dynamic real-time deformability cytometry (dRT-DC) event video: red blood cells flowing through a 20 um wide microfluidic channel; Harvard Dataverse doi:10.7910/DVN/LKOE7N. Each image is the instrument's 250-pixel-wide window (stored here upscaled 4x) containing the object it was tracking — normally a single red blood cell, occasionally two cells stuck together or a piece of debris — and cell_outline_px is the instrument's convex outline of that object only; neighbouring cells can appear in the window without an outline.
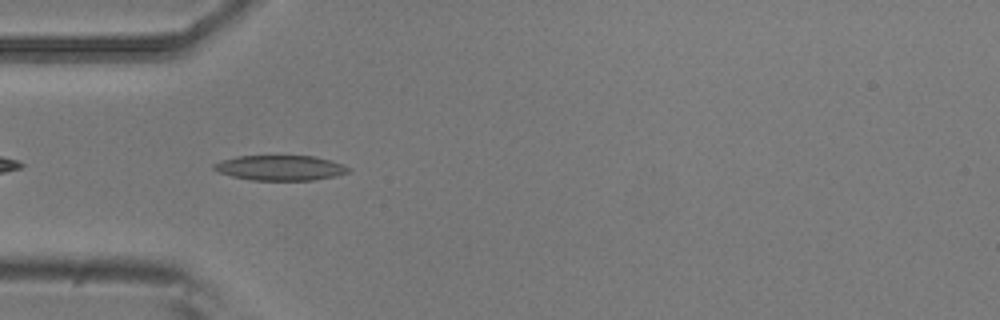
{"species": "common noctule bat (a hibernating species)", "species_latin": "Nyctalus noctula", "temperature_condition": "room temperature", "stored_images_in_passage": 3, "camera_frame_rate_fps": 3000, "um_per_image_px": 0.085, "animal": {"sex": "male", "body_mass_g": 20.5, "forearm_length_mm": 52.5}, "frame": {"image": 1, "passage_image": 2, "time_ms": 0.333, "image_size_px": [1000, 320], "cell_outline_px": [[352, 172], [336, 176], [312, 180], [252, 180], [232, 176], [220, 172], [212, 168], [212, 164], [236, 156], [312, 156], [344, 164], [352, 168]], "centroid_in_image_um": [23.87, 14.27], "position_along_channel_um": 61.1, "area_um2": 19.65}}
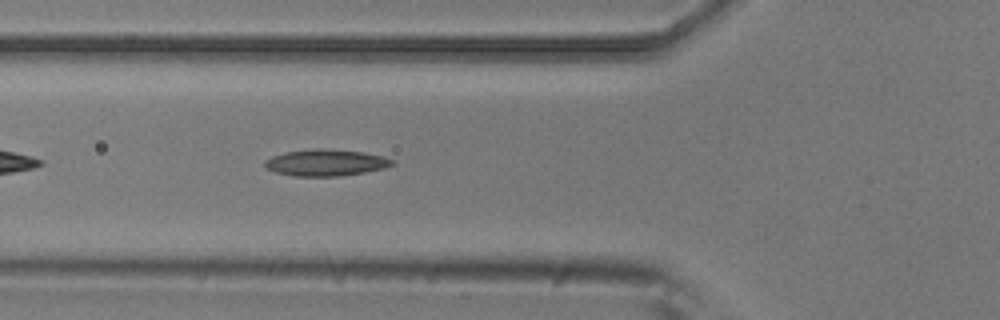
{"frame": {"image": 2, "passage_image": 3, "time_ms": 0.667, "image_size_px": [1000, 320], "cell_outline_px": [[396, 164], [384, 168], [364, 172], [340, 176], [296, 176], [276, 172], [268, 168], [264, 164], [264, 160], [272, 156], [284, 152], [316, 148], [320, 148], [364, 152], [396, 160]], "centroid_in_image_um": [27.71, 13.82], "position_along_channel_um": 98.1, "area_um2": 19.65}}